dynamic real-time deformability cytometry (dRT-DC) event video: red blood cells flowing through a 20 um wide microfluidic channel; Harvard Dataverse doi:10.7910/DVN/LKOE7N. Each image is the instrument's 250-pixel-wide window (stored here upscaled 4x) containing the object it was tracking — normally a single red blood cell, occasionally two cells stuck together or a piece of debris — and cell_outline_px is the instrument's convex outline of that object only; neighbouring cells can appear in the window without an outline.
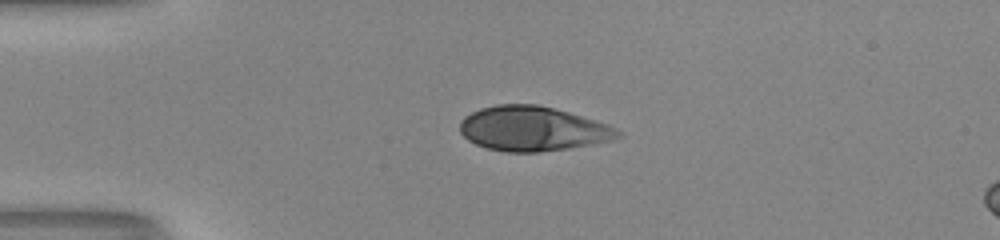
{"species": "human", "species_latin": "Homo sapiens", "temperature_condition": "room temperature", "stored_images_in_passage": 40, "camera_frame_rate_fps": 3000, "um_per_image_px": 0.085, "donor": {"sex": "male"}, "frame": {"image": 1, "passage_image": 1, "time_ms": 0.0, "image_size_px": [1000, 240], "cell_outline_px": [[624, 136], [612, 140], [592, 144], [568, 148], [540, 152], [504, 152], [488, 148], [476, 144], [468, 140], [460, 132], [460, 120], [464, 116], [480, 108], [496, 104], [536, 104], [568, 112], [608, 124], [624, 132]], "centroid_in_image_um": [45.29, 10.94], "position_along_channel_um": 39.7, "area_um2": 41.21}}
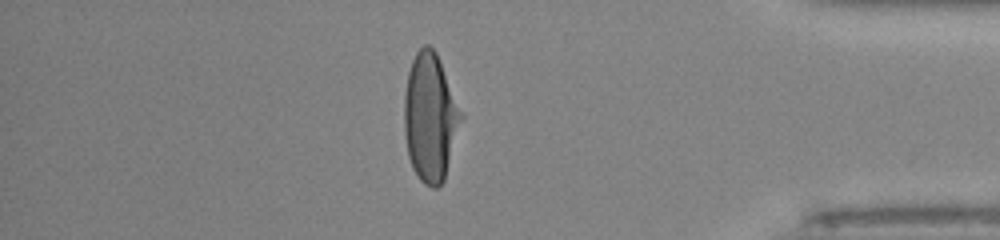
{"frame": {"image": 2, "passage_image": 33, "time_ms": 10.667, "image_size_px": [1000, 240], "cell_outline_px": [[464, 116], [444, 180], [436, 188], [432, 188], [424, 184], [420, 180], [412, 168], [408, 156], [404, 132], [404, 96], [408, 72], [412, 60], [416, 52], [424, 44], [428, 44], [436, 52]], "centroid_in_image_um": [36.57, 10.0], "position_along_channel_um": 398.6, "area_um2": 42.6}}
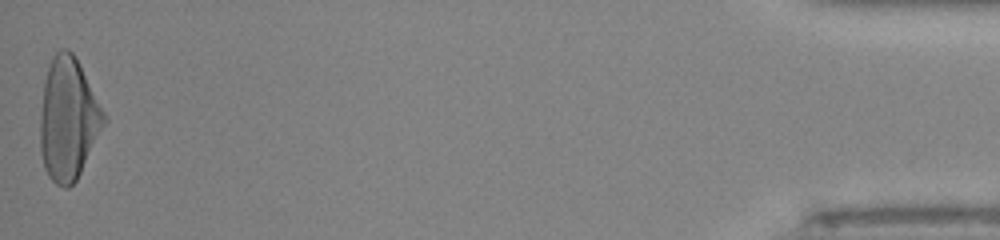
{"frame": {"image": 3, "passage_image": 40, "time_ms": 13.0, "image_size_px": [1000, 240], "cell_outline_px": [[108, 120], [76, 180], [68, 188], [64, 188], [56, 184], [48, 176], [44, 168], [40, 152], [40, 116], [44, 80], [52, 56], [60, 48], [68, 48], [76, 56], [108, 116]], "centroid_in_image_um": [5.82, 10.09], "position_along_channel_um": 429.4, "area_um2": 46.07}}